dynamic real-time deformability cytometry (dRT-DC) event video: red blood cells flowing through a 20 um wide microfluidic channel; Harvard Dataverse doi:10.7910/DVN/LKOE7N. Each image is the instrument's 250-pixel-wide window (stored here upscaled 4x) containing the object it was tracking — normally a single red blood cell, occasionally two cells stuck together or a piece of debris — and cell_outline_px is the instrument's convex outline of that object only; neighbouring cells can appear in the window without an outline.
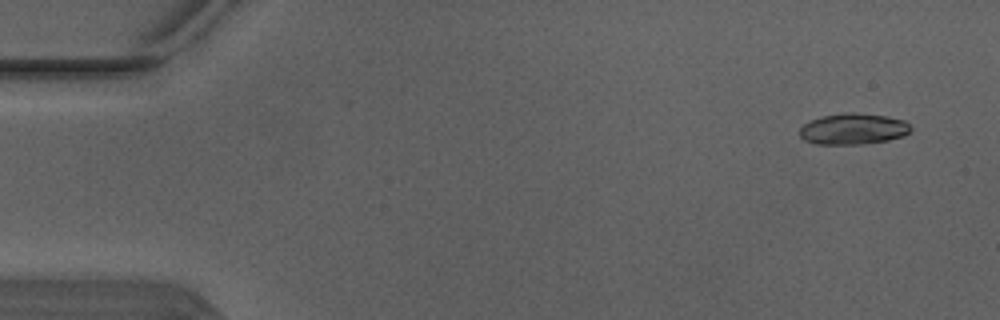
{"species": "Egyptian fruit bat (a non-hibernating species)", "species_latin": "Rousettus aegyptiacus", "temperature_condition": "warm", "stored_images_in_passage": 3, "camera_frame_rate_fps": 3000, "um_per_image_px": 0.085, "animal": {"sex": "male"}, "frame": {"image": 1, "passage_image": 1, "time_ms": 0.0, "image_size_px": [1000, 320], "cell_outline_px": [[912, 132], [904, 136], [888, 140], [860, 144], [816, 144], [804, 140], [800, 136], [800, 128], [804, 124], [812, 120], [824, 116], [844, 112], [852, 112], [888, 116], [904, 120], [912, 128]], "centroid_in_image_um": [72.56, 10.96], "position_along_channel_um": 12.4, "area_um2": 20.17}}